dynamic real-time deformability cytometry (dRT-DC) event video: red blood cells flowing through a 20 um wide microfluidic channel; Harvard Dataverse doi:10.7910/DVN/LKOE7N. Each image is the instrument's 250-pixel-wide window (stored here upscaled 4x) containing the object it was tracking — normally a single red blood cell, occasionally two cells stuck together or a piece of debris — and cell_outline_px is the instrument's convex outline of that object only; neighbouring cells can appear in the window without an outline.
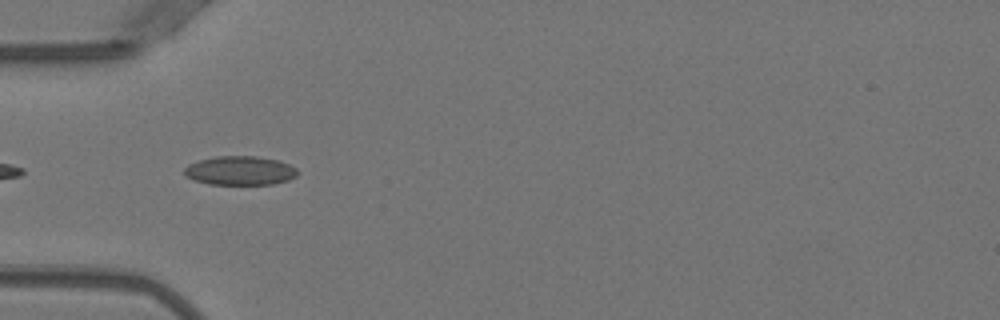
{"species": "Egyptian fruit bat (a non-hibernating species)", "species_latin": "Rousettus aegyptiacus", "temperature_condition": "warm", "stored_images_in_passage": 37, "camera_frame_rate_fps": 3000, "um_per_image_px": 0.085, "animal": {"sex": "female"}, "frame": {"image": 1, "passage_image": 2, "time_ms": 0.333, "image_size_px": [1000, 320], "cell_outline_px": [[296, 176], [288, 180], [272, 184], [208, 184], [192, 180], [184, 172], [184, 168], [188, 164], [200, 160], [216, 156], [256, 156], [280, 160], [296, 168]], "centroid_in_image_um": [20.39, 14.5], "position_along_channel_um": 64.6, "area_um2": 19.07}}
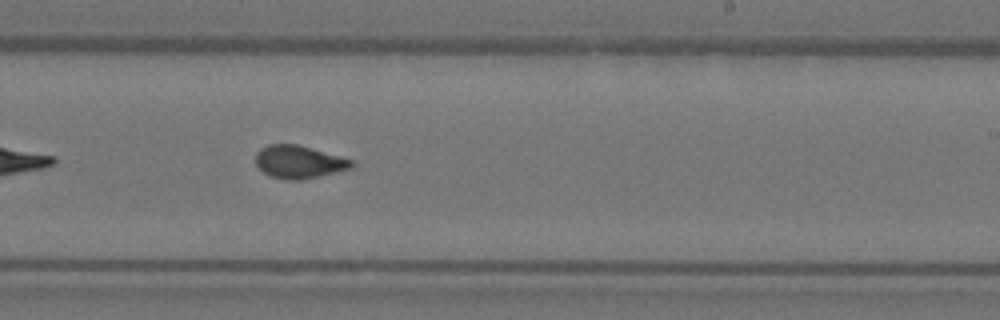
{"frame": {"image": 2, "passage_image": 17, "time_ms": 5.333, "image_size_px": [1000, 320], "cell_outline_px": [[352, 168], [336, 172], [300, 180], [284, 180], [268, 176], [256, 164], [256, 152], [260, 148], [268, 144], [296, 144], [352, 160]], "centroid_in_image_um": [25.35, 13.77], "position_along_channel_um": 263.7, "area_um2": 18.15}}
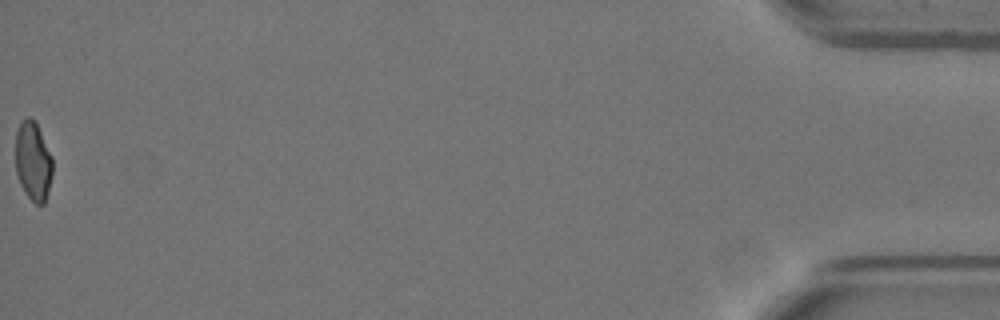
{"frame": {"image": 3, "passage_image": 37, "time_ms": 12.0, "image_size_px": [1000, 320], "cell_outline_px": [[52, 176], [48, 192], [44, 204], [36, 204], [24, 192], [20, 184], [16, 172], [16, 132], [20, 124], [28, 116], [36, 120], [52, 156]], "centroid_in_image_um": [2.82, 13.69], "position_along_channel_um": 432.4, "area_um2": 17.17}, "authors_computed_cell_mechanics": {"area_um2": 18.207, "velocity_mm_per_s": 4.0017, "shape_relaxation_time_tau1_ms": 7.4471, "shape_relaxation_time_tau2_ms": 0.6746, "deformation_change_tau1": 0.1708, "deformation_change_tau2": 0.0516}}